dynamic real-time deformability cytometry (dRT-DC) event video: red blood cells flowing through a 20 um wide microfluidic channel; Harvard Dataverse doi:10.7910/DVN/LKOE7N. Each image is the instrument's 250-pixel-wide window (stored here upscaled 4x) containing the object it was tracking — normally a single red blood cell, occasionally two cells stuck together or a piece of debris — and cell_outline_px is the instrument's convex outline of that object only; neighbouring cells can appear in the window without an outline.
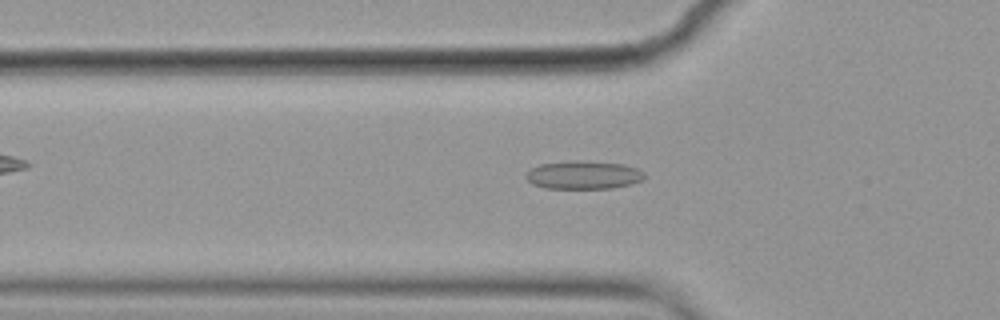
{"species": "common noctule bat (a hibernating species)", "species_latin": "Nyctalus noctula", "temperature_condition": "cold", "stored_images_in_passage": 55, "camera_frame_rate_fps": 3000, "um_per_image_px": 0.085, "animal": {"sex": "female", "body_mass_g": 19.9}, "frame": {"image": 1, "passage_image": 17, "time_ms": 5.333, "image_size_px": [1000, 320], "cell_outline_px": [[644, 176], [640, 180], [632, 184], [612, 188], [544, 188], [532, 184], [524, 176], [532, 168], [540, 164], [624, 164], [636, 168], [644, 172]], "centroid_in_image_um": [49.6, 14.94], "position_along_channel_um": 76.2, "area_um2": 18.15}}
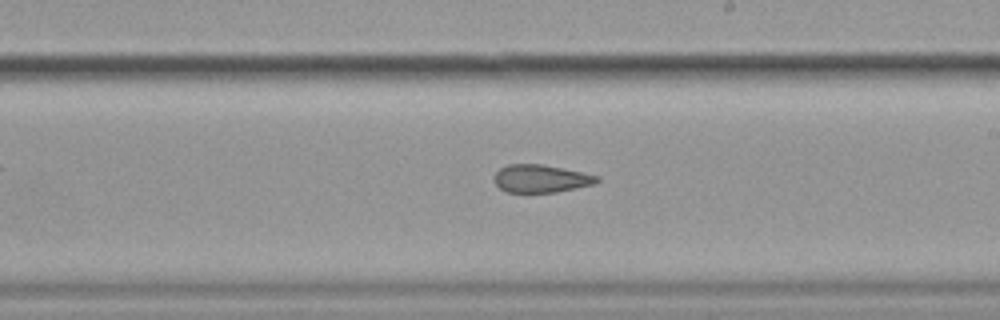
{"frame": {"image": 2, "passage_image": 31, "time_ms": 10.0, "image_size_px": [1000, 320], "cell_outline_px": [[600, 180], [592, 184], [576, 188], [556, 192], [508, 192], [500, 188], [492, 180], [496, 172], [500, 168], [508, 164], [540, 164], [600, 176]], "centroid_in_image_um": [45.94, 15.18], "position_along_channel_um": 243.1, "area_um2": 16.47}}
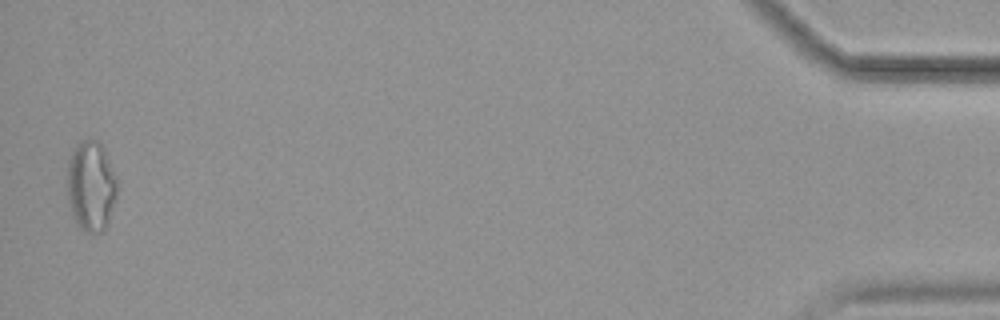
{"frame": {"image": 3, "passage_image": 54, "time_ms": 17.667, "image_size_px": [1000, 320], "cell_outline_px": [[120, 180], [116, 196], [104, 232], [88, 232], [80, 228], [76, 224], [72, 216], [68, 204], [68, 160], [72, 152], [80, 140], [100, 140]], "centroid_in_image_um": [7.77, 15.79], "position_along_channel_um": 427.4, "area_um2": 26.76}, "authors_computed_cell_mechanics": {"area_um2": 19.652, "velocity_mm_per_s": 3.5779, "shape_relaxation_time_tau1_ms": null, "shape_relaxation_time_tau2_ms": 2.7935, "deformation_change_tau1": null, "deformation_change_tau2": 0.1121}}